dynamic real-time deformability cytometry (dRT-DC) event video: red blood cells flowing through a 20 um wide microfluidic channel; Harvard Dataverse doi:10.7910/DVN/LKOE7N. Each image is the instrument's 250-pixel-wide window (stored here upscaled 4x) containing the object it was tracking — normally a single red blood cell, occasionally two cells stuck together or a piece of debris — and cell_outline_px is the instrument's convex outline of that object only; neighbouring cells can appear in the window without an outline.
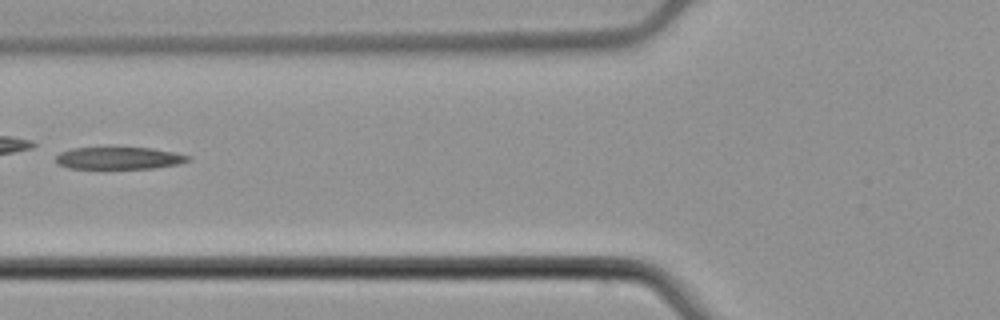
{"species": "common noctule bat (a hibernating species)", "species_latin": "Nyctalus noctula", "temperature_condition": "cold", "stored_images_in_passage": 6, "camera_frame_rate_fps": 3000, "um_per_image_px": 0.085, "animal": {"sex": "male", "body_mass_g": 21.5, "forearm_length_mm": 52.0}, "frame": {"image": 1, "passage_image": 5, "time_ms": 1.333, "image_size_px": [1000, 320], "cell_outline_px": [[192, 160], [180, 164], [156, 168], [68, 168], [56, 164], [56, 156], [60, 152], [72, 148], [152, 148], [176, 152], [192, 156]], "centroid_in_image_um": [10.18, 13.44], "position_along_channel_um": 115.6, "area_um2": 17.22}}
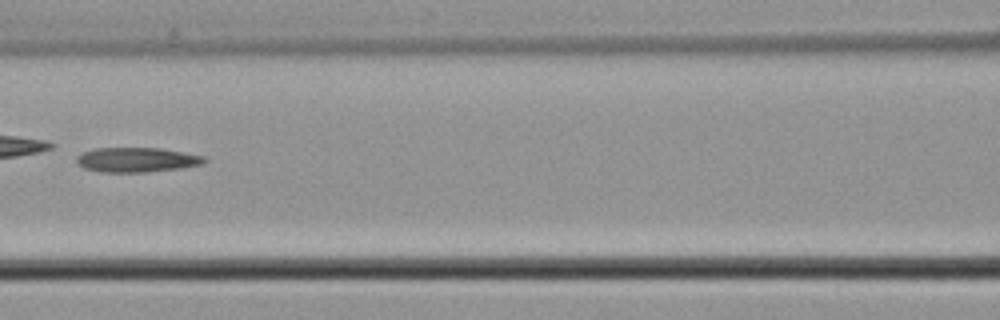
{"frame": {"image": 2, "passage_image": 6, "time_ms": 1.667, "image_size_px": [1000, 320], "cell_outline_px": [[208, 160], [204, 164], [184, 168], [144, 172], [100, 172], [84, 168], [76, 160], [76, 156], [80, 152], [96, 148], [160, 148], [204, 156]], "centroid_in_image_um": [11.64, 13.58], "position_along_channel_um": 155.0, "area_um2": 18.5}}